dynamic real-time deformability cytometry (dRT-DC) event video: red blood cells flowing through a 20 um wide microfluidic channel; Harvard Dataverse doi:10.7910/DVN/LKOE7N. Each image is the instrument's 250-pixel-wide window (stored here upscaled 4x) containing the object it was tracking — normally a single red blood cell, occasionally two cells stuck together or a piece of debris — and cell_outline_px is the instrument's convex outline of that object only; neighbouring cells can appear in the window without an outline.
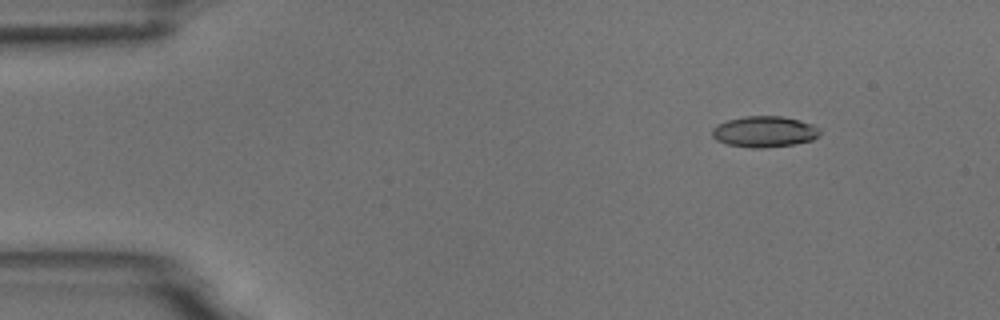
{"species": "common noctule bat (a hibernating species)", "species_latin": "Nyctalus noctula", "temperature_condition": "room temperature", "stored_images_in_passage": 3, "camera_frame_rate_fps": 3000, "um_per_image_px": 0.085, "animal": {"sex": "male", "body_mass_g": 18.8}, "frame": {"image": 1, "passage_image": 1, "time_ms": 0.0, "image_size_px": [1000, 320], "cell_outline_px": [[820, 136], [812, 140], [792, 144], [764, 148], [752, 148], [728, 144], [716, 140], [712, 136], [712, 128], [716, 124], [728, 120], [744, 116], [780, 116], [800, 120], [812, 124], [820, 128]], "centroid_in_image_um": [64.97, 11.19], "position_along_channel_um": 20.0, "area_um2": 19.54}}
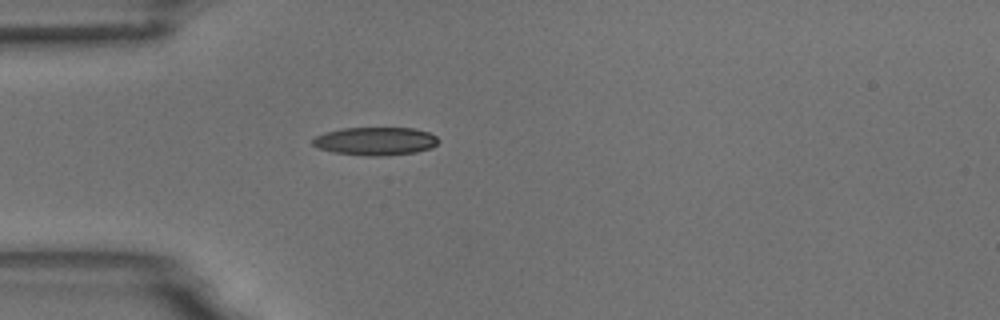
{"frame": {"image": 2, "passage_image": 3, "time_ms": 3.0, "image_size_px": [1000, 320], "cell_outline_px": [[440, 140], [432, 148], [416, 152], [384, 156], [364, 156], [332, 152], [320, 148], [312, 144], [312, 140], [316, 136], [324, 132], [344, 128], [412, 128], [428, 132], [436, 136]], "centroid_in_image_um": [31.92, 12.0], "position_along_channel_um": 53.1, "area_um2": 20.69}}